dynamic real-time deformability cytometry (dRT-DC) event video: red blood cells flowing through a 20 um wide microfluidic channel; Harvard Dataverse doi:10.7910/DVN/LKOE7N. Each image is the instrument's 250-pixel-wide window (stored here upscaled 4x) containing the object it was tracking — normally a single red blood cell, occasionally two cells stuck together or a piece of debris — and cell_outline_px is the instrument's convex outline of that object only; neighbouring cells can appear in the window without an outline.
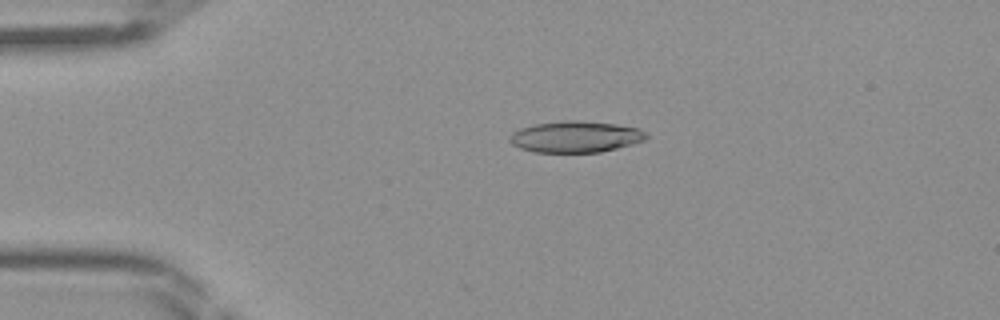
{"species": "Egyptian fruit bat (a non-hibernating species)", "species_latin": "Rousettus aegyptiacus", "temperature_condition": "room temperature", "stored_images_in_passage": 36, "camera_frame_rate_fps": 3000, "um_per_image_px": 0.085, "frame": {"image": 1, "passage_image": 10, "time_ms": 3.0, "image_size_px": [1000, 320], "cell_outline_px": [[648, 136], [644, 140], [632, 144], [600, 152], [536, 152], [520, 148], [512, 144], [508, 140], [508, 136], [512, 132], [520, 128], [532, 124], [564, 120], [576, 120], [616, 124], [640, 128]], "centroid_in_image_um": [48.88, 11.61], "position_along_channel_um": 36.1, "area_um2": 25.03}}
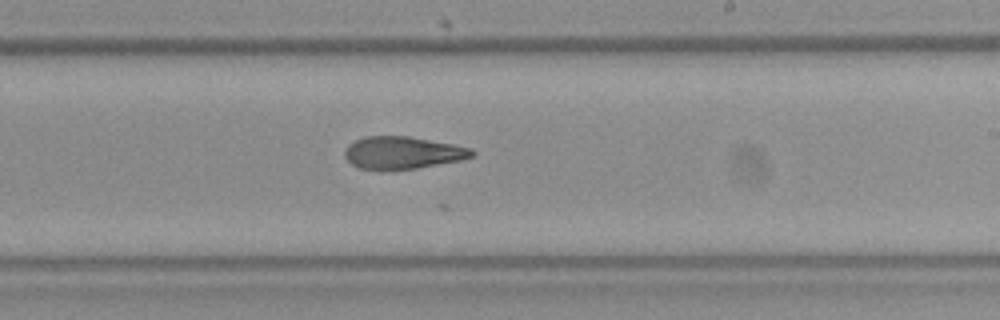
{"frame": {"image": 2, "passage_image": 27, "time_ms": 8.667, "image_size_px": [1000, 320], "cell_outline_px": [[476, 156], [460, 160], [416, 168], [388, 172], [380, 172], [360, 168], [352, 164], [344, 156], [344, 148], [348, 144], [364, 136], [408, 136], [452, 144], [472, 148], [476, 152]], "centroid_in_image_um": [34.19, 13.01], "position_along_channel_um": 254.8, "area_um2": 24.57}}
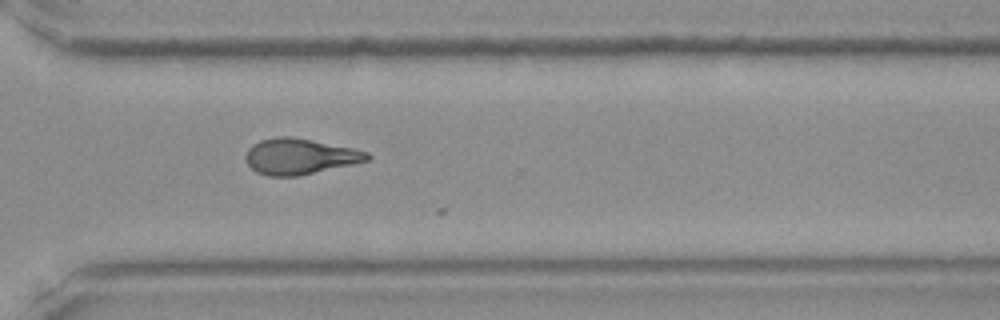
{"frame": {"image": 3, "passage_image": 33, "time_ms": 10.667, "image_size_px": [1000, 320], "cell_outline_px": [[372, 156], [368, 160], [352, 164], [300, 176], [268, 176], [256, 172], [248, 164], [244, 156], [248, 148], [252, 144], [260, 140], [276, 136], [288, 136], [312, 140], [352, 148], [368, 152]], "centroid_in_image_um": [25.45, 13.3], "position_along_channel_um": 345.2, "area_um2": 25.37}}